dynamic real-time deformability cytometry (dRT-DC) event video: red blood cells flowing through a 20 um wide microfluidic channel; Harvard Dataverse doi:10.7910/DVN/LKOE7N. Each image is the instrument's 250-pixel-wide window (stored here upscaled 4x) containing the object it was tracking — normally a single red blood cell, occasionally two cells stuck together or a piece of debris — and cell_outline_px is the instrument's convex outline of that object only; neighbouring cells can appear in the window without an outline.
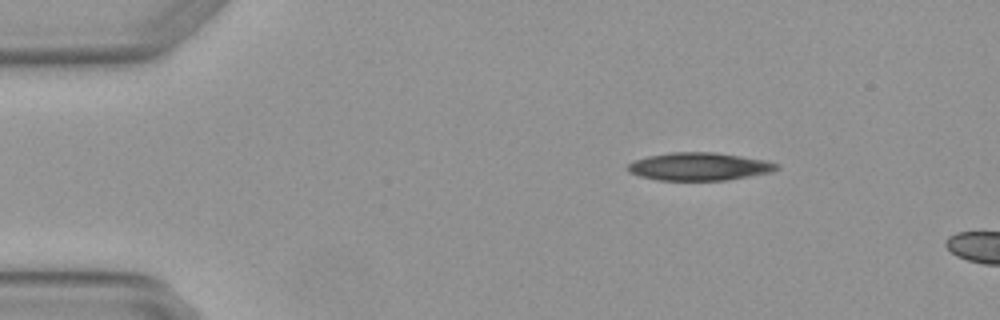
{"species": "Egyptian fruit bat (a non-hibernating species)", "species_latin": "Rousettus aegyptiacus", "temperature_condition": "warm", "stored_images_in_passage": 3, "camera_frame_rate_fps": 3000, "um_per_image_px": 0.085, "animal": {"sex": "female"}, "frame": {"image": 1, "passage_image": 1, "time_ms": 0.0, "image_size_px": [1000, 320], "cell_outline_px": [[780, 168], [772, 172], [728, 180], [656, 180], [640, 176], [628, 172], [624, 168], [628, 164], [636, 160], [648, 156], [672, 152], [712, 152], [740, 156], [764, 160], [780, 164]], "centroid_in_image_um": [59.42, 14.16], "position_along_channel_um": 25.6, "area_um2": 24.22}}